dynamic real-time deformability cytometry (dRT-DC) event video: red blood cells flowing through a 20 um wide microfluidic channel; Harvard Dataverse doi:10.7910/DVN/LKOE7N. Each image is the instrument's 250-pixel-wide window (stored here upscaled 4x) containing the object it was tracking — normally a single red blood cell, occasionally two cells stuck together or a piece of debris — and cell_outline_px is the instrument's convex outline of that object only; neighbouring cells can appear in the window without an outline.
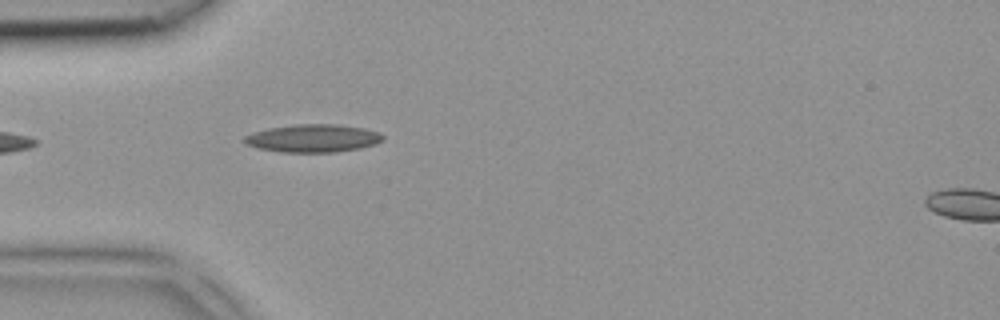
{"species": "common noctule bat (a hibernating species)", "species_latin": "Nyctalus noctula", "temperature_condition": "room temperature", "stored_images_in_passage": 5, "segment_of_instrument_passage": [1, 2], "camera_frame_rate_fps": 3000, "um_per_image_px": 0.085, "animal": {"sex": "female", "body_mass_g": 18.4}, "frame": {"image": 1, "passage_image": 4, "time_ms": 1.0, "image_size_px": [1000, 320], "cell_outline_px": [[384, 140], [376, 144], [360, 148], [336, 152], [280, 152], [260, 148], [244, 144], [244, 136], [252, 132], [268, 128], [296, 124], [336, 124], [364, 128], [380, 132], [384, 136]], "centroid_in_image_um": [26.62, 11.75], "position_along_channel_um": 58.4, "area_um2": 22.66}}